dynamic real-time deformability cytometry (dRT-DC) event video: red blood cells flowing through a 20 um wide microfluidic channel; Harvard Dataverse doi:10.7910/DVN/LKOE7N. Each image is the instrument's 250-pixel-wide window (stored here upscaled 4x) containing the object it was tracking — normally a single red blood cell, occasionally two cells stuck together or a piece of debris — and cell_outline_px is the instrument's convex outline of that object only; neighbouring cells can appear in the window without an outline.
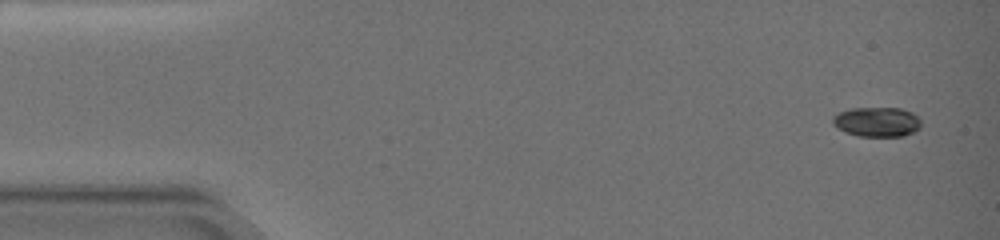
{"species": "common noctule bat (a hibernating species)", "species_latin": "Nyctalus noctula", "temperature_condition": "warm", "stored_images_in_passage": 12, "camera_frame_rate_fps": 3000, "um_per_image_px": 0.085, "animal": {"sex": "female", "body_mass_g": 19.0, "forearm_length_mm": 51.5}, "frame": {"image": 1, "passage_image": 1, "time_ms": 0.0, "image_size_px": [1000, 240], "cell_outline_px": [[920, 128], [904, 136], [860, 136], [844, 132], [836, 128], [832, 124], [832, 116], [840, 112], [852, 108], [900, 108], [912, 112], [920, 120]], "centroid_in_image_um": [74.51, 10.36], "position_along_channel_um": 10.5, "area_um2": 15.32}}
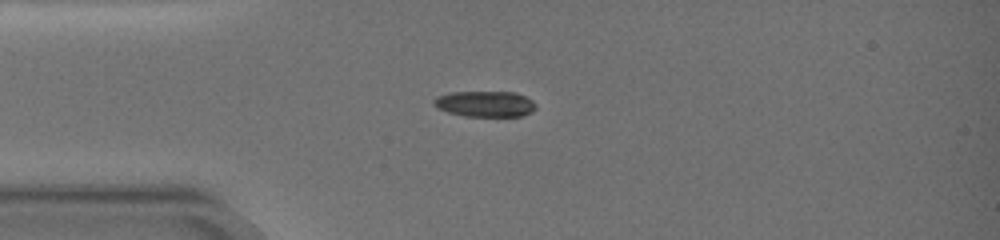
{"frame": {"image": 2, "passage_image": 6, "time_ms": 4.0, "image_size_px": [1000, 240], "cell_outline_px": [[536, 108], [532, 112], [520, 116], [464, 116], [448, 112], [436, 108], [432, 104], [432, 100], [436, 96], [448, 92], [516, 92], [532, 100], [536, 104]], "centroid_in_image_um": [41.19, 8.82], "position_along_channel_um": 43.8, "area_um2": 15.55}}
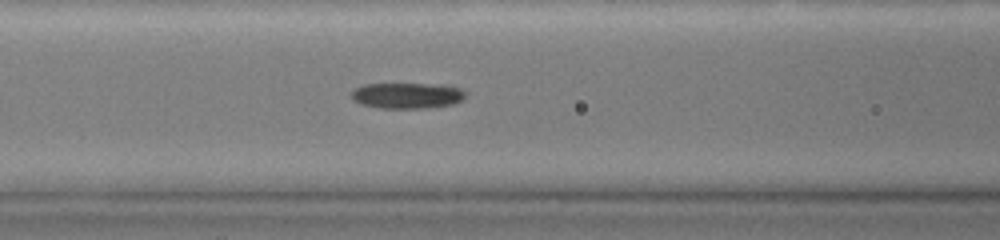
{"frame": {"image": 3, "passage_image": 11, "time_ms": 7.0, "image_size_px": [1000, 240], "cell_outline_px": [[468, 92], [460, 100], [452, 104], [428, 108], [380, 108], [360, 104], [352, 100], [352, 92], [356, 88], [364, 84], [448, 84], [460, 88]], "centroid_in_image_um": [34.63, 8.11], "position_along_channel_um": 132.0, "area_um2": 17.28}}